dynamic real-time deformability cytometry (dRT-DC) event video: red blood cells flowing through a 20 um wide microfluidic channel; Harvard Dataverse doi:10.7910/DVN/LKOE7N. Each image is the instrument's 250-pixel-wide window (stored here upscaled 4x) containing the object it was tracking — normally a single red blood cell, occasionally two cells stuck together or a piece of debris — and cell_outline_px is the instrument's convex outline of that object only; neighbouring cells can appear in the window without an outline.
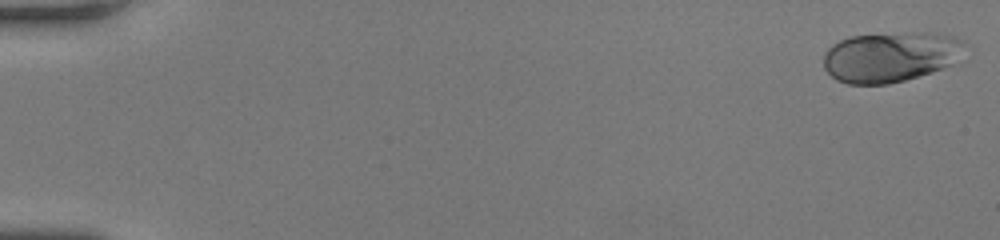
{"species": "human", "species_latin": "Homo sapiens", "temperature_condition": "room temperature", "stored_images_in_passage": 54, "camera_frame_rate_fps": 3000, "um_per_image_px": 0.085, "donor": {"sex": "female"}, "frame": {"image": 1, "passage_image": 1, "time_ms": 0.0, "image_size_px": [1000, 240], "cell_outline_px": [[968, 44], [952, 64], [904, 80], [888, 84], [848, 84], [836, 80], [824, 68], [824, 52], [832, 44], [848, 36], [916, 32], [932, 32], [956, 36], [964, 40]], "centroid_in_image_um": [75.68, 4.81], "position_along_channel_um": 9.3, "area_um2": 41.38}}
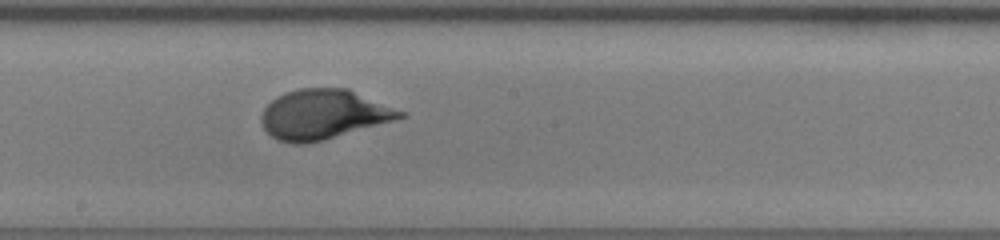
{"frame": {"image": 2, "passage_image": 31, "time_ms": 10.0, "image_size_px": [1000, 240], "cell_outline_px": [[408, 116], [324, 140], [308, 144], [292, 144], [276, 140], [264, 128], [260, 120], [260, 116], [264, 108], [276, 96], [284, 92], [300, 88], [348, 88], [408, 112]], "centroid_in_image_um": [27.51, 9.72], "position_along_channel_um": 220.7, "area_um2": 40.58}}
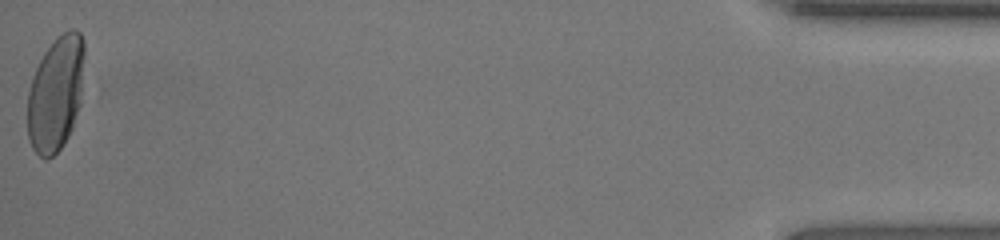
{"frame": {"image": 3, "passage_image": 54, "time_ms": 17.667, "image_size_px": [1000, 240], "cell_outline_px": [[84, 56], [80, 104], [72, 128], [68, 136], [60, 148], [48, 160], [44, 160], [32, 148], [28, 140], [28, 92], [32, 76], [44, 52], [64, 32], [72, 28], [76, 28], [80, 32], [84, 40]], "centroid_in_image_um": [4.74, 7.97], "position_along_channel_um": 430.5, "area_um2": 38.03}, "authors_computed_cell_mechanics": {"area_um2": 39.304, "velocity_mm_per_s": 3.8787, "shape_relaxation_time_tau1_ms": 3.7481, "shape_relaxation_time_tau2_ms": null, "deformation_change_tau1": 0.1881, "deformation_change_tau2": null}}